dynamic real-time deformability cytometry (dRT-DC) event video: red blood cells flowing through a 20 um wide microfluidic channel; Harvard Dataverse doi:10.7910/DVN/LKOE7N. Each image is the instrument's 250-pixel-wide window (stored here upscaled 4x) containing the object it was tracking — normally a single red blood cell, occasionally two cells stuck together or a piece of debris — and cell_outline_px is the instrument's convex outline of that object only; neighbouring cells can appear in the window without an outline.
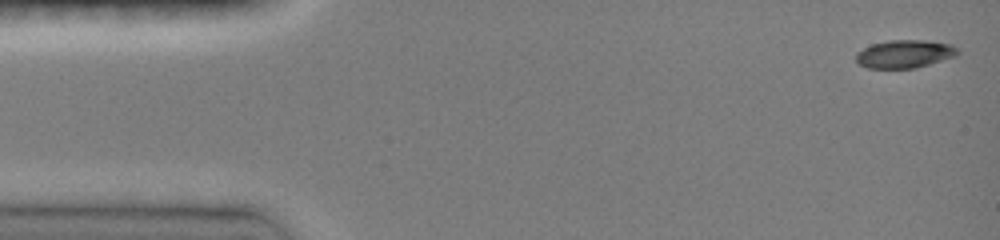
{"species": "common noctule bat (a hibernating species)", "species_latin": "Nyctalus noctula", "temperature_condition": "room temperature", "stored_images_in_passage": 8, "camera_frame_rate_fps": 3000, "um_per_image_px": 0.085, "animal": {"sex": "female", "body_mass_g": 19.0, "forearm_length_mm": 51.5}, "frame": {"image": 1, "passage_image": 1, "time_ms": 0.0, "image_size_px": [1000, 240], "cell_outline_px": [[960, 52], [956, 56], [916, 68], [868, 68], [860, 64], [856, 60], [856, 52], [872, 44], [888, 40], [924, 40], [952, 44]], "centroid_in_image_um": [76.9, 4.58], "position_along_channel_um": 8.1, "area_um2": 16.59}}
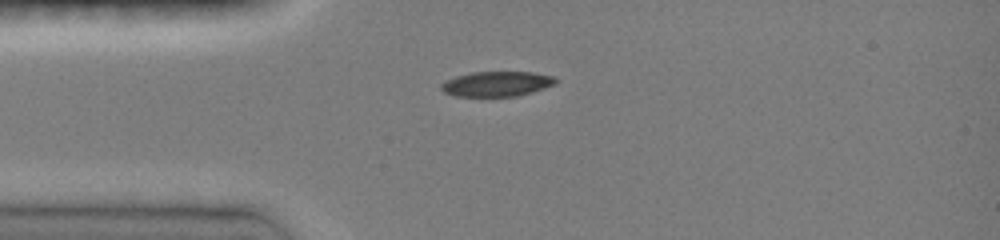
{"frame": {"image": 2, "passage_image": 7, "time_ms": 3.333, "image_size_px": [1000, 240], "cell_outline_px": [[560, 80], [556, 84], [532, 92], [516, 96], [456, 96], [444, 92], [440, 88], [440, 84], [456, 76], [472, 72], [532, 72], [552, 76]], "centroid_in_image_um": [42.25, 7.13], "position_along_channel_um": 42.7, "area_um2": 16.65}}